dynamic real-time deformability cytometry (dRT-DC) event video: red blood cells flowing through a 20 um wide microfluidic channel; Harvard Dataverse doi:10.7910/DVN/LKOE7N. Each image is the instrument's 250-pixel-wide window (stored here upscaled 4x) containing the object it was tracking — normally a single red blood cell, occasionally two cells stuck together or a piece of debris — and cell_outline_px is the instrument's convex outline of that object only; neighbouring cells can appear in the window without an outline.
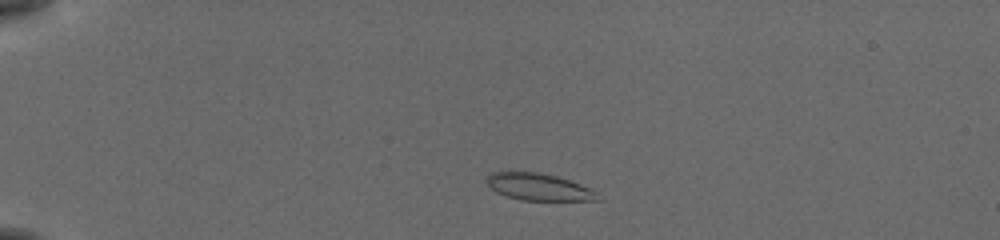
{"species": "common noctule bat (a hibernating species)", "species_latin": "Nyctalus noctula", "temperature_condition": "cold", "stored_images_in_passage": 45, "camera_frame_rate_fps": 3000, "um_per_image_px": 0.085, "animal": {"sex": "female", "body_mass_g": 19.5, "forearm_length_mm": 54.1}, "frame": {"image": 1, "passage_image": 3, "time_ms": 0.667, "image_size_px": [1000, 240], "cell_outline_px": [[604, 200], [520, 200], [496, 192], [484, 180], [488, 172], [540, 172], [556, 176], [580, 184], [596, 192]], "centroid_in_image_um": [45.77, 15.88], "position_along_channel_um": 39.2, "area_um2": 17.4}}
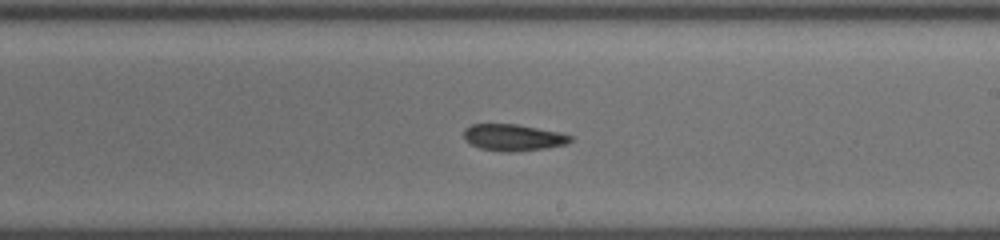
{"frame": {"image": 2, "passage_image": 24, "time_ms": 7.667, "image_size_px": [1000, 240], "cell_outline_px": [[572, 140], [564, 144], [544, 148], [508, 152], [504, 152], [480, 148], [464, 140], [464, 128], [472, 124], [516, 124], [560, 132], [572, 136]], "centroid_in_image_um": [43.59, 11.67], "position_along_channel_um": 245.4, "area_um2": 16.36}}
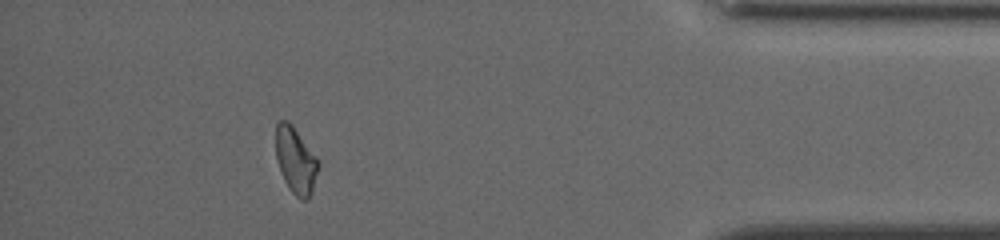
{"frame": {"image": 3, "passage_image": 40, "time_ms": 13.0, "image_size_px": [1000, 240], "cell_outline_px": [[320, 164], [312, 192], [308, 200], [300, 200], [288, 188], [284, 180], [276, 156], [276, 120], [288, 120], [292, 124], [320, 160]], "centroid_in_image_um": [25.15, 13.62], "position_along_channel_um": 410.0, "area_um2": 16.7}, "authors_computed_cell_mechanics": {"area_um2": 16.9354, "velocity_mm_per_s": 3.8046, "shape_relaxation_time_tau1_ms": 11.3486, "shape_relaxation_time_tau2_ms": null, "deformation_change_tau1": 0.2183, "deformation_change_tau2": null}}